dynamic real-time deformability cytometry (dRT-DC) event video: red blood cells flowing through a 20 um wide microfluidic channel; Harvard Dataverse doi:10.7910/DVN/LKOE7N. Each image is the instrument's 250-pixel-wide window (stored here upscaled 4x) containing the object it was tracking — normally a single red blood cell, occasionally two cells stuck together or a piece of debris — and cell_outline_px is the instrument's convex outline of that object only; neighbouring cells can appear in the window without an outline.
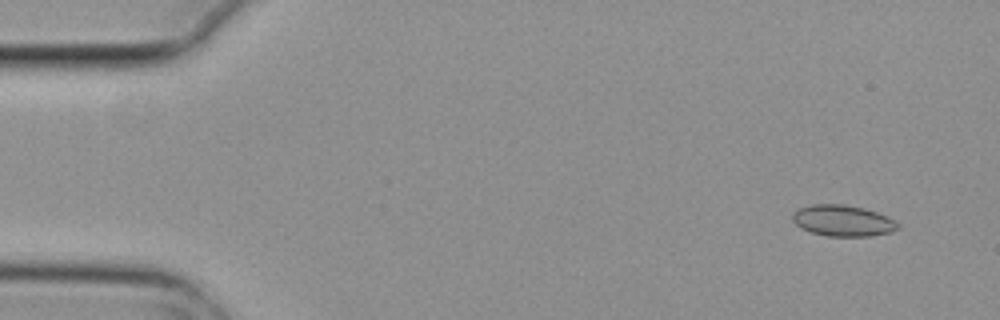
{"species": "common noctule bat (a hibernating species)", "species_latin": "Nyctalus noctula", "temperature_condition": "cold", "stored_images_in_passage": 3, "camera_frame_rate_fps": 3000, "um_per_image_px": 0.085, "animal": {"sex": "female", "body_mass_g": 29.2, "forearm_length_mm": 56.3}, "frame": {"image": 1, "passage_image": 1, "time_ms": 0.0, "image_size_px": [1000, 320], "cell_outline_px": [[900, 228], [892, 232], [872, 236], [828, 236], [812, 232], [800, 228], [792, 220], [792, 212], [800, 208], [812, 204], [844, 204], [864, 208], [888, 216], [900, 224]], "centroid_in_image_um": [71.66, 18.76], "position_along_channel_um": 13.3, "area_um2": 19.31}}
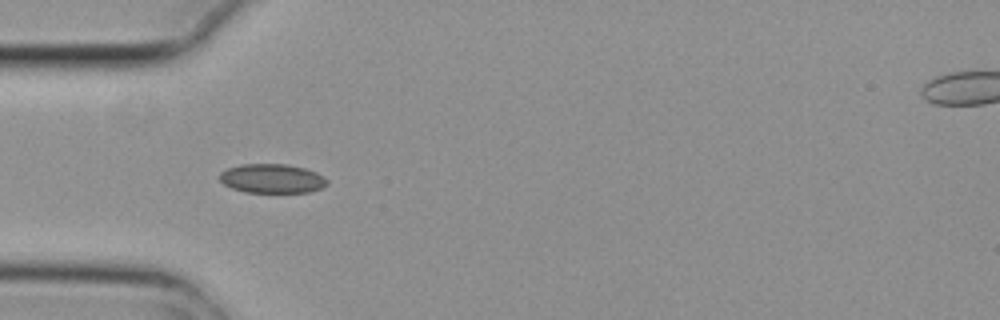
{"frame": {"image": 2, "passage_image": 3, "time_ms": 0.667, "image_size_px": [1000, 320], "cell_outline_px": [[328, 184], [320, 188], [308, 192], [244, 192], [232, 188], [224, 184], [220, 180], [220, 172], [228, 168], [240, 164], [284, 164], [304, 168], [316, 172], [324, 176], [328, 180]], "centroid_in_image_um": [23.12, 15.17], "position_along_channel_um": 61.9, "area_um2": 18.21}}